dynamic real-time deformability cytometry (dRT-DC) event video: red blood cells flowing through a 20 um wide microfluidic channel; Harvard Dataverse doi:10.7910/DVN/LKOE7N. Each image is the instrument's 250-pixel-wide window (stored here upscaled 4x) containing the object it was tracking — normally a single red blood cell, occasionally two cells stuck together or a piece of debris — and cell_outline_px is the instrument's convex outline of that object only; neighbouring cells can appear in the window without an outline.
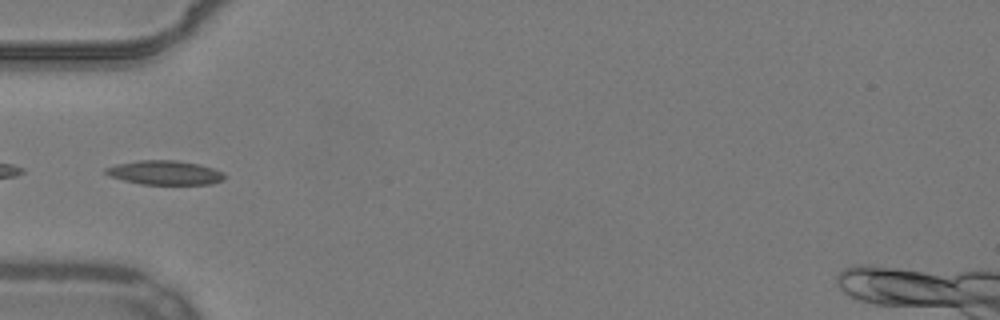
{"species": "common noctule bat (a hibernating species)", "species_latin": "Nyctalus noctula", "temperature_condition": "warm", "stored_images_in_passage": 34, "camera_frame_rate_fps": 3000, "um_per_image_px": 0.085, "animal": {"sex": "male", "body_mass_g": 19.2, "forearm_length_mm": 51.8}, "frame": {"image": 1, "passage_image": 1, "time_ms": 0.0, "image_size_px": [1000, 320], "cell_outline_px": [[224, 180], [212, 184], [140, 184], [124, 180], [112, 176], [104, 172], [104, 168], [116, 164], [140, 160], [176, 160], [200, 164], [224, 172]], "centroid_in_image_um": [14.03, 14.67], "position_along_channel_um": 71.0, "area_um2": 16.7}}
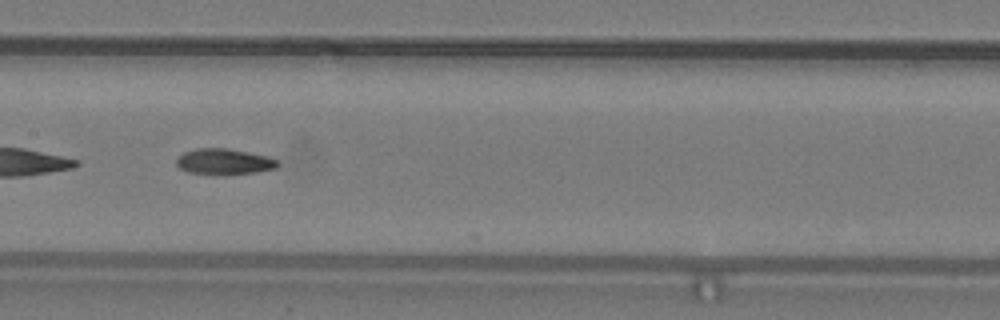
{"frame": {"image": 2, "passage_image": 10, "time_ms": 3.0, "image_size_px": [1000, 320], "cell_outline_px": [[280, 164], [276, 168], [256, 172], [188, 172], [180, 168], [176, 164], [176, 156], [184, 152], [196, 148], [228, 148], [268, 156], [276, 160]], "centroid_in_image_um": [19.03, 13.68], "position_along_channel_um": 188.4, "area_um2": 14.62}, "authors_computed_cell_mechanics": {"area_um2": 15.4037, "velocity_mm_per_s": 3.8851, "shape_relaxation_time_tau1_ms": null, "shape_relaxation_time_tau2_ms": 3.0846, "deformation_change_tau1": null, "deformation_change_tau2": 0.102}}